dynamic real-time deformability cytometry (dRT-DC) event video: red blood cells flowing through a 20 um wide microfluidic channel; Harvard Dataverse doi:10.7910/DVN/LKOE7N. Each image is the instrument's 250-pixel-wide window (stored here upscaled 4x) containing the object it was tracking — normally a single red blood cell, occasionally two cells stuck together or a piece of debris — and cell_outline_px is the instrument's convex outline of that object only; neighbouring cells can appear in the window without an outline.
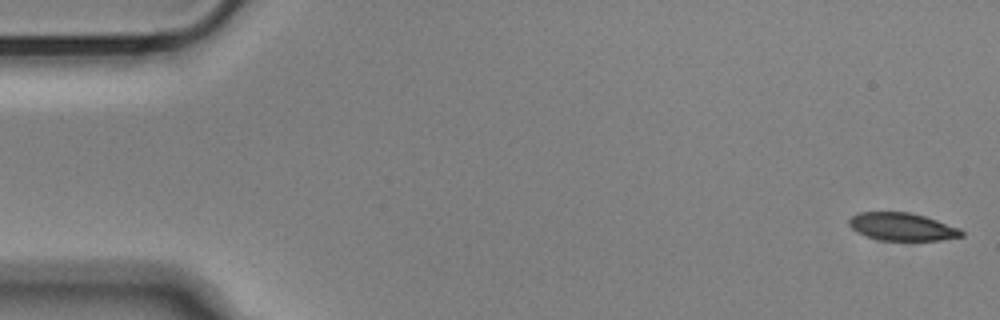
{"species": "Egyptian fruit bat (a non-hibernating species)", "species_latin": "Rousettus aegyptiacus", "temperature_condition": "cold", "stored_images_in_passage": 54, "camera_frame_rate_fps": 3000, "um_per_image_px": 0.085, "animal": {"sex": "male"}, "frame": {"image": 1, "passage_image": 1, "time_ms": 0.0, "image_size_px": [1000, 320], "cell_outline_px": [[964, 236], [940, 240], [880, 240], [856, 232], [848, 224], [848, 220], [856, 212], [908, 212], [924, 216], [960, 228], [964, 232]], "centroid_in_image_um": [76.67, 19.27], "position_along_channel_um": 8.3, "area_um2": 18.15}}
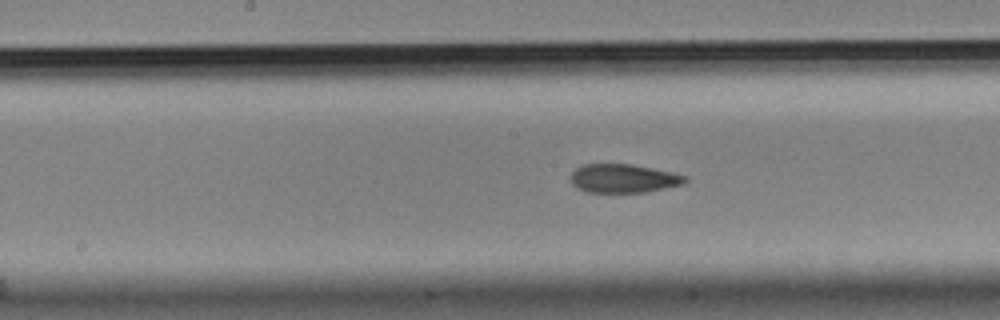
{"frame": {"image": 2, "passage_image": 27, "time_ms": 8.667, "image_size_px": [1000, 320], "cell_outline_px": [[688, 180], [684, 184], [644, 192], [588, 192], [572, 184], [572, 172], [576, 168], [584, 164], [632, 164], [672, 172], [688, 176]], "centroid_in_image_um": [53.04, 15.16], "position_along_channel_um": 195.2, "area_um2": 18.96}}
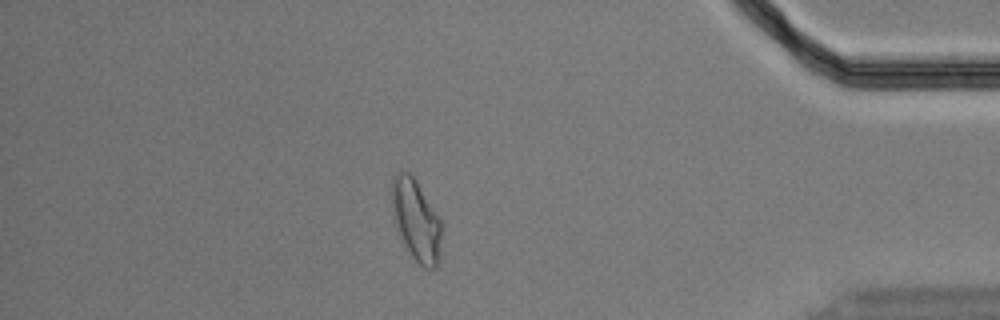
{"frame": {"image": 3, "passage_image": 47, "time_ms": 15.333, "image_size_px": [1000, 320], "cell_outline_px": [[440, 236], [436, 268], [424, 268], [412, 256], [400, 232], [396, 220], [392, 200], [392, 180], [396, 172], [408, 172], [416, 180], [440, 220]], "centroid_in_image_um": [35.37, 18.67], "position_along_channel_um": 399.8, "area_um2": 22.14}, "authors_computed_cell_mechanics": {"area_um2": 20.23, "velocity_mm_per_s": 3.6496, "shape_relaxation_time_tau1_ms": 6.1185, "shape_relaxation_time_tau2_ms": 1.8256, "deformation_change_tau1": 0.1769, "deformation_change_tau2": 0.0872}}